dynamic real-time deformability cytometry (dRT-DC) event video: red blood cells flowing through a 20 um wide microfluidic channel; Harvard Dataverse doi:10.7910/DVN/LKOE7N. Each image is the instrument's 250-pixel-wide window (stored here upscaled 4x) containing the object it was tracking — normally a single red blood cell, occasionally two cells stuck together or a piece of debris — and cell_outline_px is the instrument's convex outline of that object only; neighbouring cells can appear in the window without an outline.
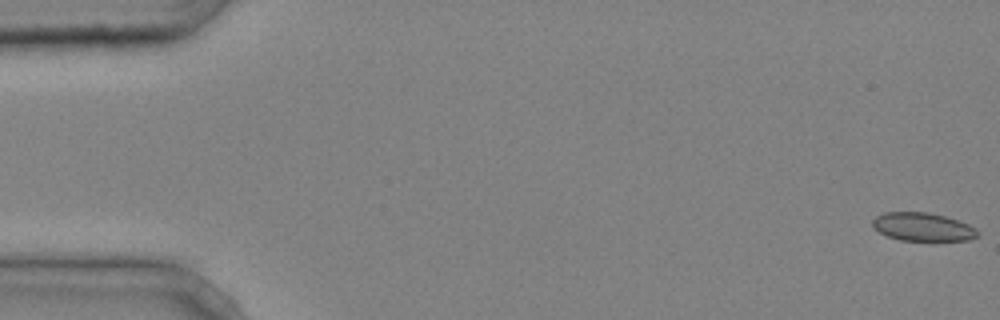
{"species": "common noctule bat (a hibernating species)", "species_latin": "Nyctalus noctula", "temperature_condition": "cold", "stored_images_in_passage": 15, "camera_frame_rate_fps": 3000, "um_per_image_px": 0.085, "animal": {"sex": "male", "body_mass_g": 20.4}, "frame": {"image": 1, "passage_image": 1, "time_ms": 0.0, "image_size_px": [1000, 320], "cell_outline_px": [[980, 236], [968, 240], [900, 240], [888, 236], [872, 228], [872, 220], [876, 216], [884, 212], [928, 212], [944, 216], [968, 224], [976, 228], [980, 232]], "centroid_in_image_um": [78.43, 19.28], "position_along_channel_um": 6.6, "area_um2": 17.34}}
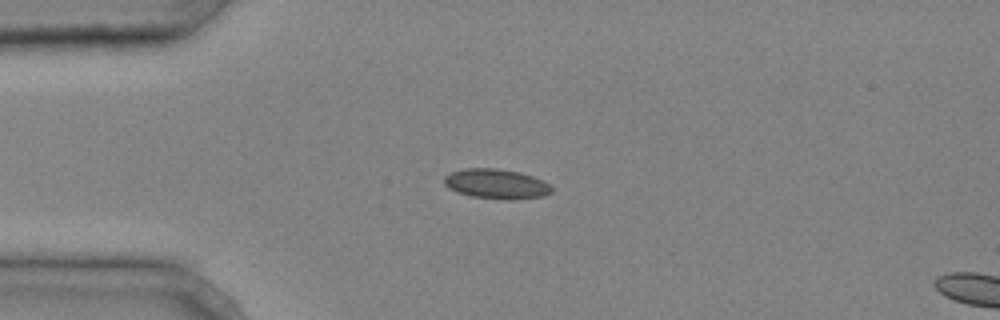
{"frame": {"image": 2, "passage_image": 12, "time_ms": 3.667, "image_size_px": [1000, 320], "cell_outline_px": [[552, 192], [544, 196], [512, 200], [508, 200], [472, 196], [456, 192], [448, 188], [444, 184], [444, 176], [452, 172], [464, 168], [496, 168], [520, 172], [532, 176], [548, 184], [552, 188]], "centroid_in_image_um": [42.17, 15.63], "position_along_channel_um": 42.8, "area_um2": 18.67}}